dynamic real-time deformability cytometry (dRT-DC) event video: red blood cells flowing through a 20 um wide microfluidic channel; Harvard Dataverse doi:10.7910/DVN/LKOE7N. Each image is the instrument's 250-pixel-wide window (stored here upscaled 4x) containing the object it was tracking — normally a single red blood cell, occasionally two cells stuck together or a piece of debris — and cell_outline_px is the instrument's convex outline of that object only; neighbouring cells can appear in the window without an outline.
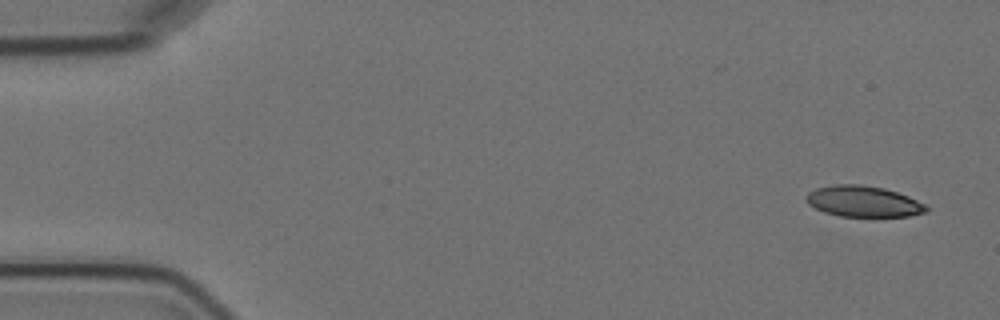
{"species": "Egyptian fruit bat (a non-hibernating species)", "species_latin": "Rousettus aegyptiacus", "temperature_condition": "cold", "stored_images_in_passage": 2, "camera_frame_rate_fps": 3000, "um_per_image_px": 0.085, "animal": {"sex": "female"}, "frame": {"image": 1, "passage_image": 1, "time_ms": 0.0, "image_size_px": [1000, 320], "cell_outline_px": [[928, 212], [908, 216], [840, 216], [824, 212], [808, 204], [808, 192], [816, 188], [836, 184], [860, 184], [884, 188], [908, 196], [924, 204], [928, 208]], "centroid_in_image_um": [73.4, 17.12], "position_along_channel_um": 11.6, "area_um2": 21.44}}